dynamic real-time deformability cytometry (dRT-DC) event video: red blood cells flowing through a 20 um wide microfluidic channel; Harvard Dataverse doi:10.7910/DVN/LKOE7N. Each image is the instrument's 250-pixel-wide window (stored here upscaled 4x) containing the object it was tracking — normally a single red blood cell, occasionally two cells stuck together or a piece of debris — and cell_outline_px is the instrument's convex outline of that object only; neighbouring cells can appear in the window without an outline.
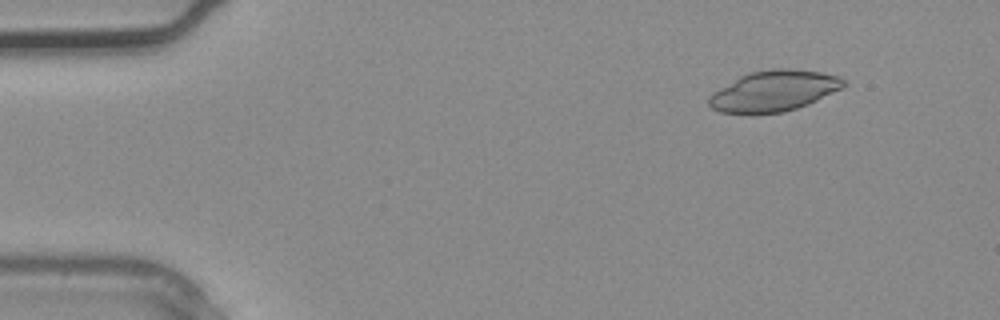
{"species": "common noctule bat (a hibernating species)", "species_latin": "Nyctalus noctula", "temperature_condition": "warm", "stored_images_in_passage": 2, "camera_frame_rate_fps": 3000, "um_per_image_px": 0.085, "animal": {"sex": "male", "body_mass_g": 20.4}, "frame": {"image": 1, "passage_image": 1, "time_ms": 0.0, "image_size_px": [1000, 320], "cell_outline_px": [[848, 84], [808, 104], [784, 112], [756, 116], [720, 112], [712, 108], [708, 104], [708, 96], [712, 92], [740, 76], [752, 72], [772, 68], [788, 68], [820, 72], [840, 76]], "centroid_in_image_um": [65.72, 7.76], "position_along_channel_um": 19.3, "area_um2": 32.43}}